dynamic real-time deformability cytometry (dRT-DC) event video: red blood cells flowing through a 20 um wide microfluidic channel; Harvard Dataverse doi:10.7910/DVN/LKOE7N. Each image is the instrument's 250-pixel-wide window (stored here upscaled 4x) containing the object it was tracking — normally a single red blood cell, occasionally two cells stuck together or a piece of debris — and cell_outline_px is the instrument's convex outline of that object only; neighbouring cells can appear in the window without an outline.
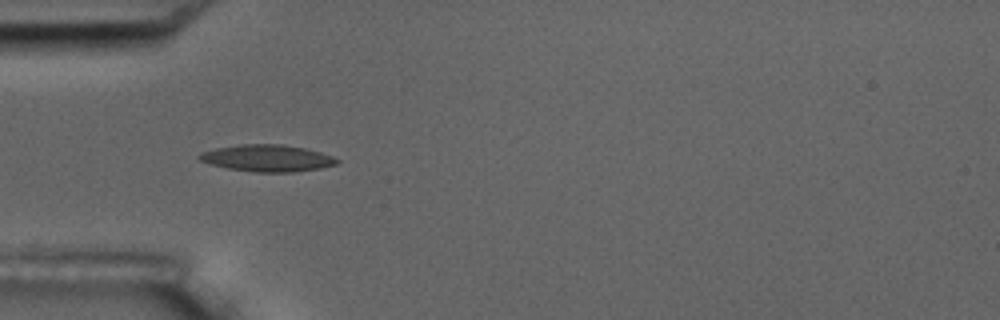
{"species": "common noctule bat (a hibernating species)", "species_latin": "Nyctalus noctula", "temperature_condition": "room temperature", "stored_images_in_passage": 16, "camera_frame_rate_fps": 3000, "um_per_image_px": 0.085, "animal": {"sex": "male", "body_mass_g": 17.5, "forearm_length_mm": 52.3}, "frame": {"image": 1, "passage_image": 5, "time_ms": 4.333, "image_size_px": [1000, 320], "cell_outline_px": [[340, 160], [336, 164], [320, 168], [292, 172], [256, 172], [228, 168], [212, 164], [200, 160], [196, 156], [200, 152], [216, 148], [240, 144], [284, 144], [304, 148], [320, 152], [332, 156]], "centroid_in_image_um": [22.71, 13.43], "position_along_channel_um": 62.3, "area_um2": 21.39}}
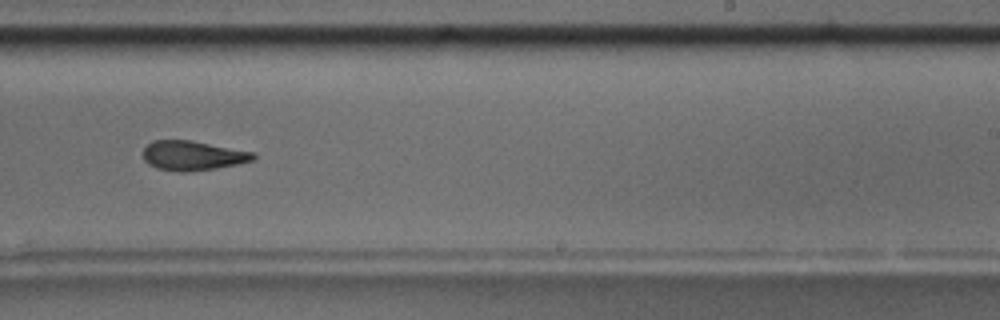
{"frame": {"image": 2, "passage_image": 10, "time_ms": 10.333, "image_size_px": [1000, 320], "cell_outline_px": [[256, 156], [252, 160], [236, 164], [216, 168], [184, 172], [180, 172], [156, 168], [148, 164], [144, 160], [144, 148], [152, 140], [192, 140], [256, 152]], "centroid_in_image_um": [16.38, 13.21], "position_along_channel_um": 272.6, "area_um2": 19.02}, "authors_computed_cell_mechanics": {"area_um2": 19.3919, "velocity_mm_per_s": 3.5421, "shape_relaxation_time_tau1_ms": 3.1421, "shape_relaxation_time_tau2_ms": 2.5777, "deformation_change_tau1": 0.1242, "deformation_change_tau2": 0.0937}}